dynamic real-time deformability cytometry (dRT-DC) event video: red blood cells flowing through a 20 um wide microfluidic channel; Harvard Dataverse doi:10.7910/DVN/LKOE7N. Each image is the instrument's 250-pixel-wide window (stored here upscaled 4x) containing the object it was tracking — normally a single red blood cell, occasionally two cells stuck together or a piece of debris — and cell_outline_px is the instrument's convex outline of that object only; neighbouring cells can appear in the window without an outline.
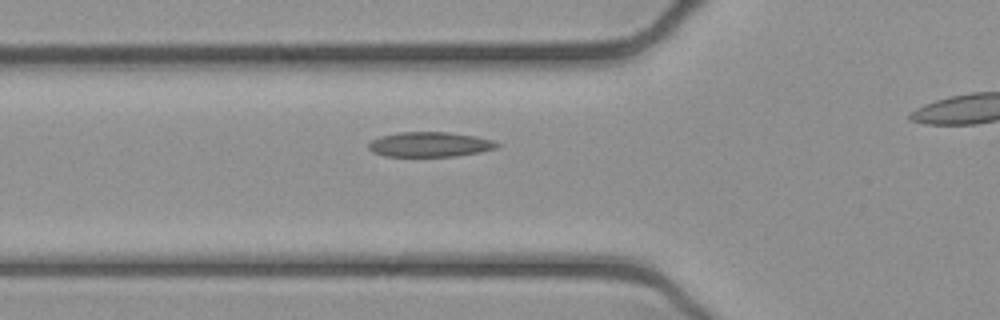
{"species": "common noctule bat (a hibernating species)", "species_latin": "Nyctalus noctula", "temperature_condition": "cold", "stored_images_in_passage": 35, "camera_frame_rate_fps": 3000, "um_per_image_px": 0.085, "animal": {"sex": "female", "body_mass_g": 21.9}, "frame": {"image": 1, "passage_image": 9, "time_ms": 2.667, "image_size_px": [1000, 320], "cell_outline_px": [[500, 144], [496, 148], [480, 152], [456, 156], [384, 156], [372, 152], [368, 148], [368, 144], [372, 140], [380, 136], [400, 132], [448, 132], [476, 136], [492, 140]], "centroid_in_image_um": [36.52, 12.27], "position_along_channel_um": 89.3, "area_um2": 18.61}}
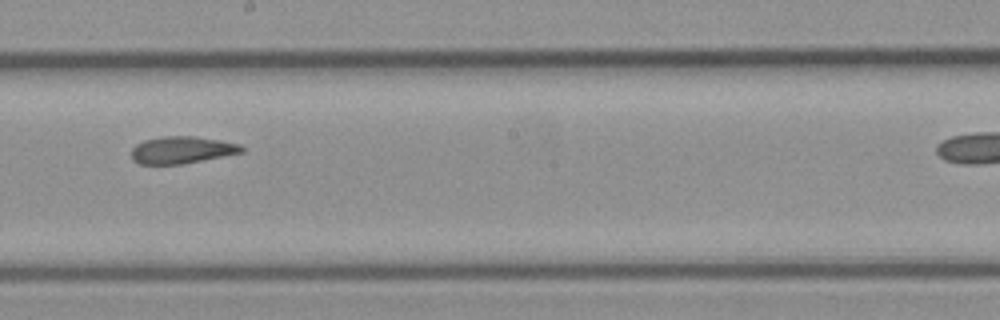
{"frame": {"image": 2, "passage_image": 20, "time_ms": 6.333, "image_size_px": [1000, 320], "cell_outline_px": [[244, 152], [184, 164], [140, 164], [132, 160], [132, 148], [136, 144], [144, 140], [160, 136], [192, 136], [220, 140], [240, 144], [244, 148]], "centroid_in_image_um": [15.45, 12.74], "position_along_channel_um": 232.7, "area_um2": 17.51}}
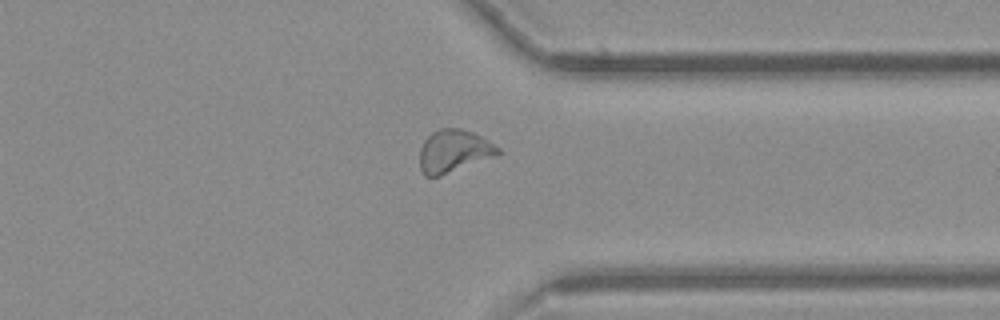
{"frame": {"image": 3, "passage_image": 31, "time_ms": 10.0, "image_size_px": [1000, 320], "cell_outline_px": [[500, 152], [496, 156], [440, 176], [424, 176], [420, 168], [420, 148], [424, 140], [432, 132], [440, 128], [460, 128], [472, 132], [488, 140], [500, 148]], "centroid_in_image_um": [38.56, 12.84], "position_along_channel_um": 372.8, "area_um2": 19.42}}